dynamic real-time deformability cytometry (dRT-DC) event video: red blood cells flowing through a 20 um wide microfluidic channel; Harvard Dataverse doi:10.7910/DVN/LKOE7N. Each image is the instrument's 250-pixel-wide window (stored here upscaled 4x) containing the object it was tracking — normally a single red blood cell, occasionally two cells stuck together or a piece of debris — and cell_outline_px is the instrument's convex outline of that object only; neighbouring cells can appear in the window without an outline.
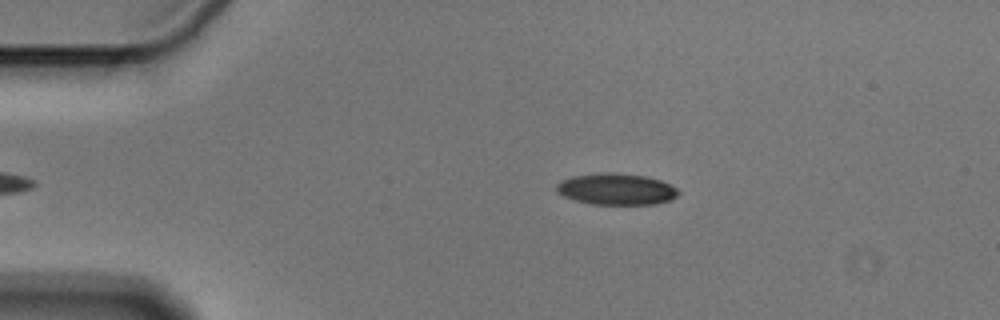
{"species": "Egyptian fruit bat (a non-hibernating species)", "species_latin": "Rousettus aegyptiacus", "temperature_condition": "cold", "stored_images_in_passage": 39, "camera_frame_rate_fps": 3000, "um_per_image_px": 0.085, "animal": {"sex": "male"}, "frame": {"image": 1, "passage_image": 2, "time_ms": 0.333, "image_size_px": [1000, 320], "cell_outline_px": [[680, 192], [672, 200], [656, 204], [592, 204], [572, 200], [556, 192], [556, 184], [560, 180], [572, 176], [604, 172], [612, 172], [644, 176], [660, 180], [676, 188]], "centroid_in_image_um": [52.35, 16.08], "position_along_channel_um": 32.7, "area_um2": 22.43}}
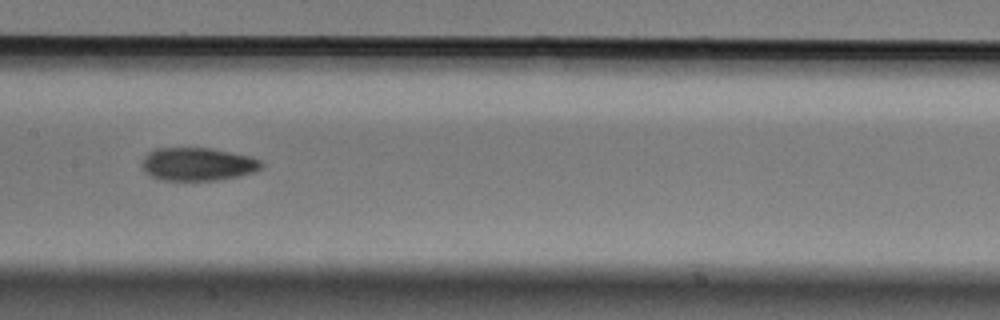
{"frame": {"image": 2, "passage_image": 19, "time_ms": 6.0, "image_size_px": [1000, 320], "cell_outline_px": [[264, 168], [256, 172], [240, 176], [216, 180], [160, 180], [152, 176], [140, 168], [140, 164], [144, 156], [148, 152], [156, 148], [212, 148], [252, 156], [260, 160], [264, 164]], "centroid_in_image_um": [16.83, 13.95], "position_along_channel_um": 190.6, "area_um2": 23.47}}
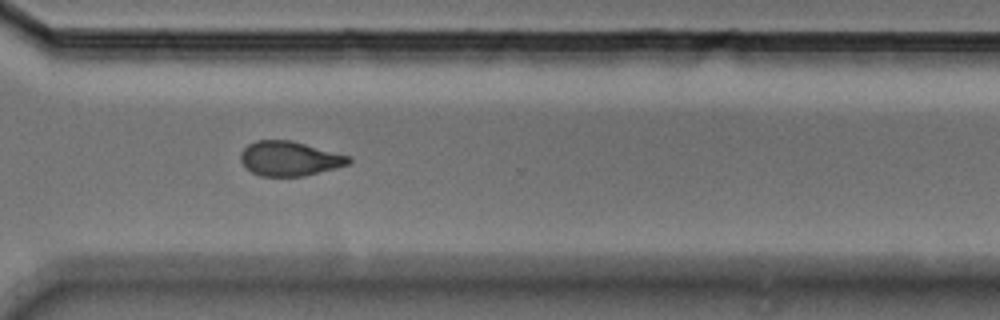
{"frame": {"image": 3, "passage_image": 32, "time_ms": 10.333, "image_size_px": [1000, 320], "cell_outline_px": [[352, 160], [348, 164], [336, 168], [304, 176], [260, 176], [252, 172], [240, 160], [240, 152], [248, 144], [256, 140], [292, 140], [352, 156]], "centroid_in_image_um": [24.63, 13.47], "position_along_channel_um": 346.0, "area_um2": 21.91}, "authors_computed_cell_mechanics": {"area_um2": 22.7154, "velocity_mm_per_s": 3.5936, "shape_relaxation_time_tau1_ms": 3.7668, "shape_relaxation_time_tau2_ms": 5.2576, "deformation_change_tau1": 0.1106, "deformation_change_tau2": 0.1146}}